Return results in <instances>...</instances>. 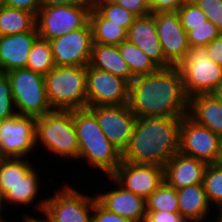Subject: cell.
<instances>
[{
	"instance_id": "1",
	"label": "cell",
	"mask_w": 222,
	"mask_h": 222,
	"mask_svg": "<svg viewBox=\"0 0 222 222\" xmlns=\"http://www.w3.org/2000/svg\"><path fill=\"white\" fill-rule=\"evenodd\" d=\"M188 101L177 66L137 75L129 84L128 106L137 118L144 115L184 117L188 113Z\"/></svg>"
},
{
	"instance_id": "2",
	"label": "cell",
	"mask_w": 222,
	"mask_h": 222,
	"mask_svg": "<svg viewBox=\"0 0 222 222\" xmlns=\"http://www.w3.org/2000/svg\"><path fill=\"white\" fill-rule=\"evenodd\" d=\"M182 117L144 115L137 118L121 159L134 164L164 165L179 152Z\"/></svg>"
},
{
	"instance_id": "3",
	"label": "cell",
	"mask_w": 222,
	"mask_h": 222,
	"mask_svg": "<svg viewBox=\"0 0 222 222\" xmlns=\"http://www.w3.org/2000/svg\"><path fill=\"white\" fill-rule=\"evenodd\" d=\"M79 160L111 176L120 165L121 152L104 135L95 115L88 109L73 110Z\"/></svg>"
},
{
	"instance_id": "4",
	"label": "cell",
	"mask_w": 222,
	"mask_h": 222,
	"mask_svg": "<svg viewBox=\"0 0 222 222\" xmlns=\"http://www.w3.org/2000/svg\"><path fill=\"white\" fill-rule=\"evenodd\" d=\"M44 77L52 110L87 108V66H55Z\"/></svg>"
},
{
	"instance_id": "5",
	"label": "cell",
	"mask_w": 222,
	"mask_h": 222,
	"mask_svg": "<svg viewBox=\"0 0 222 222\" xmlns=\"http://www.w3.org/2000/svg\"><path fill=\"white\" fill-rule=\"evenodd\" d=\"M38 143L60 157L77 160L79 145L73 110H52L36 118V146Z\"/></svg>"
},
{
	"instance_id": "6",
	"label": "cell",
	"mask_w": 222,
	"mask_h": 222,
	"mask_svg": "<svg viewBox=\"0 0 222 222\" xmlns=\"http://www.w3.org/2000/svg\"><path fill=\"white\" fill-rule=\"evenodd\" d=\"M17 114L42 117L52 111L46 94L44 75L28 68L7 72Z\"/></svg>"
},
{
	"instance_id": "7",
	"label": "cell",
	"mask_w": 222,
	"mask_h": 222,
	"mask_svg": "<svg viewBox=\"0 0 222 222\" xmlns=\"http://www.w3.org/2000/svg\"><path fill=\"white\" fill-rule=\"evenodd\" d=\"M177 68L188 98L211 94L222 80V67L210 59L206 47H190Z\"/></svg>"
},
{
	"instance_id": "8",
	"label": "cell",
	"mask_w": 222,
	"mask_h": 222,
	"mask_svg": "<svg viewBox=\"0 0 222 222\" xmlns=\"http://www.w3.org/2000/svg\"><path fill=\"white\" fill-rule=\"evenodd\" d=\"M95 202V195H85L64 184L55 195L39 201L37 207L50 222H92Z\"/></svg>"
},
{
	"instance_id": "9",
	"label": "cell",
	"mask_w": 222,
	"mask_h": 222,
	"mask_svg": "<svg viewBox=\"0 0 222 222\" xmlns=\"http://www.w3.org/2000/svg\"><path fill=\"white\" fill-rule=\"evenodd\" d=\"M89 6L64 5L41 7L36 15V28L40 38L52 40L89 23Z\"/></svg>"
},
{
	"instance_id": "10",
	"label": "cell",
	"mask_w": 222,
	"mask_h": 222,
	"mask_svg": "<svg viewBox=\"0 0 222 222\" xmlns=\"http://www.w3.org/2000/svg\"><path fill=\"white\" fill-rule=\"evenodd\" d=\"M36 147V118L16 114L0 121V158H26Z\"/></svg>"
},
{
	"instance_id": "11",
	"label": "cell",
	"mask_w": 222,
	"mask_h": 222,
	"mask_svg": "<svg viewBox=\"0 0 222 222\" xmlns=\"http://www.w3.org/2000/svg\"><path fill=\"white\" fill-rule=\"evenodd\" d=\"M87 107L124 105L129 102V83L110 72L87 65Z\"/></svg>"
},
{
	"instance_id": "12",
	"label": "cell",
	"mask_w": 222,
	"mask_h": 222,
	"mask_svg": "<svg viewBox=\"0 0 222 222\" xmlns=\"http://www.w3.org/2000/svg\"><path fill=\"white\" fill-rule=\"evenodd\" d=\"M87 108L95 115L104 135L122 153L129 143L137 120L128 104Z\"/></svg>"
},
{
	"instance_id": "13",
	"label": "cell",
	"mask_w": 222,
	"mask_h": 222,
	"mask_svg": "<svg viewBox=\"0 0 222 222\" xmlns=\"http://www.w3.org/2000/svg\"><path fill=\"white\" fill-rule=\"evenodd\" d=\"M221 137L210 129L196 124L188 116L182 117L179 152L207 164L216 163Z\"/></svg>"
},
{
	"instance_id": "14",
	"label": "cell",
	"mask_w": 222,
	"mask_h": 222,
	"mask_svg": "<svg viewBox=\"0 0 222 222\" xmlns=\"http://www.w3.org/2000/svg\"><path fill=\"white\" fill-rule=\"evenodd\" d=\"M56 66H87L93 47L92 29L84 28L69 32L49 41Z\"/></svg>"
},
{
	"instance_id": "15",
	"label": "cell",
	"mask_w": 222,
	"mask_h": 222,
	"mask_svg": "<svg viewBox=\"0 0 222 222\" xmlns=\"http://www.w3.org/2000/svg\"><path fill=\"white\" fill-rule=\"evenodd\" d=\"M111 177L125 190L146 200L163 183L164 167L121 160Z\"/></svg>"
},
{
	"instance_id": "16",
	"label": "cell",
	"mask_w": 222,
	"mask_h": 222,
	"mask_svg": "<svg viewBox=\"0 0 222 222\" xmlns=\"http://www.w3.org/2000/svg\"><path fill=\"white\" fill-rule=\"evenodd\" d=\"M157 24V34L164 58L172 65L177 66L186 58L190 48L187 32L181 25L177 11L153 13Z\"/></svg>"
},
{
	"instance_id": "17",
	"label": "cell",
	"mask_w": 222,
	"mask_h": 222,
	"mask_svg": "<svg viewBox=\"0 0 222 222\" xmlns=\"http://www.w3.org/2000/svg\"><path fill=\"white\" fill-rule=\"evenodd\" d=\"M111 182L117 186L109 191L95 194L96 200L107 210L132 222H146V200L125 190L111 176Z\"/></svg>"
},
{
	"instance_id": "18",
	"label": "cell",
	"mask_w": 222,
	"mask_h": 222,
	"mask_svg": "<svg viewBox=\"0 0 222 222\" xmlns=\"http://www.w3.org/2000/svg\"><path fill=\"white\" fill-rule=\"evenodd\" d=\"M153 13L137 16L127 32V40L139 47L159 67L172 66L165 58L156 32Z\"/></svg>"
},
{
	"instance_id": "19",
	"label": "cell",
	"mask_w": 222,
	"mask_h": 222,
	"mask_svg": "<svg viewBox=\"0 0 222 222\" xmlns=\"http://www.w3.org/2000/svg\"><path fill=\"white\" fill-rule=\"evenodd\" d=\"M39 37L37 28L0 37V72L26 68L30 50Z\"/></svg>"
},
{
	"instance_id": "20",
	"label": "cell",
	"mask_w": 222,
	"mask_h": 222,
	"mask_svg": "<svg viewBox=\"0 0 222 222\" xmlns=\"http://www.w3.org/2000/svg\"><path fill=\"white\" fill-rule=\"evenodd\" d=\"M207 163L178 152L164 165V181L176 190L203 183Z\"/></svg>"
},
{
	"instance_id": "21",
	"label": "cell",
	"mask_w": 222,
	"mask_h": 222,
	"mask_svg": "<svg viewBox=\"0 0 222 222\" xmlns=\"http://www.w3.org/2000/svg\"><path fill=\"white\" fill-rule=\"evenodd\" d=\"M187 116L222 137V102L212 94L190 97Z\"/></svg>"
},
{
	"instance_id": "22",
	"label": "cell",
	"mask_w": 222,
	"mask_h": 222,
	"mask_svg": "<svg viewBox=\"0 0 222 222\" xmlns=\"http://www.w3.org/2000/svg\"><path fill=\"white\" fill-rule=\"evenodd\" d=\"M179 213L188 222H203L210 214V203L203 184L177 189Z\"/></svg>"
},
{
	"instance_id": "23",
	"label": "cell",
	"mask_w": 222,
	"mask_h": 222,
	"mask_svg": "<svg viewBox=\"0 0 222 222\" xmlns=\"http://www.w3.org/2000/svg\"><path fill=\"white\" fill-rule=\"evenodd\" d=\"M89 65L117 75L129 84L135 77L131 73L129 65L121 57L118 46L93 43Z\"/></svg>"
},
{
	"instance_id": "24",
	"label": "cell",
	"mask_w": 222,
	"mask_h": 222,
	"mask_svg": "<svg viewBox=\"0 0 222 222\" xmlns=\"http://www.w3.org/2000/svg\"><path fill=\"white\" fill-rule=\"evenodd\" d=\"M33 167L18 183L9 187V190L0 198V210L3 213L4 202L17 205L33 204L36 196L39 194L40 180Z\"/></svg>"
},
{
	"instance_id": "25",
	"label": "cell",
	"mask_w": 222,
	"mask_h": 222,
	"mask_svg": "<svg viewBox=\"0 0 222 222\" xmlns=\"http://www.w3.org/2000/svg\"><path fill=\"white\" fill-rule=\"evenodd\" d=\"M89 24L93 43L118 46L127 39V30L119 24L109 23L94 7L91 9Z\"/></svg>"
},
{
	"instance_id": "26",
	"label": "cell",
	"mask_w": 222,
	"mask_h": 222,
	"mask_svg": "<svg viewBox=\"0 0 222 222\" xmlns=\"http://www.w3.org/2000/svg\"><path fill=\"white\" fill-rule=\"evenodd\" d=\"M35 27V14L9 6L0 8V37L31 31Z\"/></svg>"
},
{
	"instance_id": "27",
	"label": "cell",
	"mask_w": 222,
	"mask_h": 222,
	"mask_svg": "<svg viewBox=\"0 0 222 222\" xmlns=\"http://www.w3.org/2000/svg\"><path fill=\"white\" fill-rule=\"evenodd\" d=\"M118 49L134 76L147 75L159 68L147 54L127 39L118 45Z\"/></svg>"
},
{
	"instance_id": "28",
	"label": "cell",
	"mask_w": 222,
	"mask_h": 222,
	"mask_svg": "<svg viewBox=\"0 0 222 222\" xmlns=\"http://www.w3.org/2000/svg\"><path fill=\"white\" fill-rule=\"evenodd\" d=\"M32 168L25 158H0V198Z\"/></svg>"
},
{
	"instance_id": "29",
	"label": "cell",
	"mask_w": 222,
	"mask_h": 222,
	"mask_svg": "<svg viewBox=\"0 0 222 222\" xmlns=\"http://www.w3.org/2000/svg\"><path fill=\"white\" fill-rule=\"evenodd\" d=\"M55 66L50 42L38 37L30 50L26 68L45 76Z\"/></svg>"
},
{
	"instance_id": "30",
	"label": "cell",
	"mask_w": 222,
	"mask_h": 222,
	"mask_svg": "<svg viewBox=\"0 0 222 222\" xmlns=\"http://www.w3.org/2000/svg\"><path fill=\"white\" fill-rule=\"evenodd\" d=\"M146 211L179 213L177 190L163 181L146 199Z\"/></svg>"
},
{
	"instance_id": "31",
	"label": "cell",
	"mask_w": 222,
	"mask_h": 222,
	"mask_svg": "<svg viewBox=\"0 0 222 222\" xmlns=\"http://www.w3.org/2000/svg\"><path fill=\"white\" fill-rule=\"evenodd\" d=\"M94 8L105 19H108L109 23L119 24V26L125 28L127 31L137 17L115 1H95Z\"/></svg>"
},
{
	"instance_id": "32",
	"label": "cell",
	"mask_w": 222,
	"mask_h": 222,
	"mask_svg": "<svg viewBox=\"0 0 222 222\" xmlns=\"http://www.w3.org/2000/svg\"><path fill=\"white\" fill-rule=\"evenodd\" d=\"M203 187L210 205L222 209V167L216 163L208 164L203 178Z\"/></svg>"
},
{
	"instance_id": "33",
	"label": "cell",
	"mask_w": 222,
	"mask_h": 222,
	"mask_svg": "<svg viewBox=\"0 0 222 222\" xmlns=\"http://www.w3.org/2000/svg\"><path fill=\"white\" fill-rule=\"evenodd\" d=\"M220 34L221 31L217 26L210 20H207L202 25L192 27V30L187 32V38L190 47H206Z\"/></svg>"
},
{
	"instance_id": "34",
	"label": "cell",
	"mask_w": 222,
	"mask_h": 222,
	"mask_svg": "<svg viewBox=\"0 0 222 222\" xmlns=\"http://www.w3.org/2000/svg\"><path fill=\"white\" fill-rule=\"evenodd\" d=\"M177 12L180 17L181 25L186 32L192 30V27L202 25L208 20L205 13L193 0H186Z\"/></svg>"
},
{
	"instance_id": "35",
	"label": "cell",
	"mask_w": 222,
	"mask_h": 222,
	"mask_svg": "<svg viewBox=\"0 0 222 222\" xmlns=\"http://www.w3.org/2000/svg\"><path fill=\"white\" fill-rule=\"evenodd\" d=\"M9 77L7 73L0 72V121L11 118L17 114Z\"/></svg>"
},
{
	"instance_id": "36",
	"label": "cell",
	"mask_w": 222,
	"mask_h": 222,
	"mask_svg": "<svg viewBox=\"0 0 222 222\" xmlns=\"http://www.w3.org/2000/svg\"><path fill=\"white\" fill-rule=\"evenodd\" d=\"M222 33V0H193Z\"/></svg>"
},
{
	"instance_id": "37",
	"label": "cell",
	"mask_w": 222,
	"mask_h": 222,
	"mask_svg": "<svg viewBox=\"0 0 222 222\" xmlns=\"http://www.w3.org/2000/svg\"><path fill=\"white\" fill-rule=\"evenodd\" d=\"M92 222H132L122 216L105 209L97 200L94 203Z\"/></svg>"
},
{
	"instance_id": "38",
	"label": "cell",
	"mask_w": 222,
	"mask_h": 222,
	"mask_svg": "<svg viewBox=\"0 0 222 222\" xmlns=\"http://www.w3.org/2000/svg\"><path fill=\"white\" fill-rule=\"evenodd\" d=\"M186 0H146L151 13L177 11Z\"/></svg>"
},
{
	"instance_id": "39",
	"label": "cell",
	"mask_w": 222,
	"mask_h": 222,
	"mask_svg": "<svg viewBox=\"0 0 222 222\" xmlns=\"http://www.w3.org/2000/svg\"><path fill=\"white\" fill-rule=\"evenodd\" d=\"M146 222H188L180 213L168 211H146Z\"/></svg>"
},
{
	"instance_id": "40",
	"label": "cell",
	"mask_w": 222,
	"mask_h": 222,
	"mask_svg": "<svg viewBox=\"0 0 222 222\" xmlns=\"http://www.w3.org/2000/svg\"><path fill=\"white\" fill-rule=\"evenodd\" d=\"M115 2L136 16H144L151 13L146 0H116Z\"/></svg>"
},
{
	"instance_id": "41",
	"label": "cell",
	"mask_w": 222,
	"mask_h": 222,
	"mask_svg": "<svg viewBox=\"0 0 222 222\" xmlns=\"http://www.w3.org/2000/svg\"><path fill=\"white\" fill-rule=\"evenodd\" d=\"M5 6L25 10L37 15L41 8V0H5Z\"/></svg>"
},
{
	"instance_id": "42",
	"label": "cell",
	"mask_w": 222,
	"mask_h": 222,
	"mask_svg": "<svg viewBox=\"0 0 222 222\" xmlns=\"http://www.w3.org/2000/svg\"><path fill=\"white\" fill-rule=\"evenodd\" d=\"M206 49L210 59L222 67V33Z\"/></svg>"
},
{
	"instance_id": "43",
	"label": "cell",
	"mask_w": 222,
	"mask_h": 222,
	"mask_svg": "<svg viewBox=\"0 0 222 222\" xmlns=\"http://www.w3.org/2000/svg\"><path fill=\"white\" fill-rule=\"evenodd\" d=\"M95 0H41V7L77 5L94 7Z\"/></svg>"
},
{
	"instance_id": "44",
	"label": "cell",
	"mask_w": 222,
	"mask_h": 222,
	"mask_svg": "<svg viewBox=\"0 0 222 222\" xmlns=\"http://www.w3.org/2000/svg\"><path fill=\"white\" fill-rule=\"evenodd\" d=\"M216 99L222 102V80L216 86L214 91L211 93Z\"/></svg>"
},
{
	"instance_id": "45",
	"label": "cell",
	"mask_w": 222,
	"mask_h": 222,
	"mask_svg": "<svg viewBox=\"0 0 222 222\" xmlns=\"http://www.w3.org/2000/svg\"><path fill=\"white\" fill-rule=\"evenodd\" d=\"M23 218H24L23 221H25V222H50L46 218H44V219L41 218L40 219V217H39V219H38V218H35L34 216L33 217L29 216L28 214L25 215V213L23 214Z\"/></svg>"
},
{
	"instance_id": "46",
	"label": "cell",
	"mask_w": 222,
	"mask_h": 222,
	"mask_svg": "<svg viewBox=\"0 0 222 222\" xmlns=\"http://www.w3.org/2000/svg\"><path fill=\"white\" fill-rule=\"evenodd\" d=\"M216 164L222 167V137L220 140L219 153L216 160Z\"/></svg>"
},
{
	"instance_id": "47",
	"label": "cell",
	"mask_w": 222,
	"mask_h": 222,
	"mask_svg": "<svg viewBox=\"0 0 222 222\" xmlns=\"http://www.w3.org/2000/svg\"><path fill=\"white\" fill-rule=\"evenodd\" d=\"M219 217L217 218V221H215V222H222V214L219 212Z\"/></svg>"
},
{
	"instance_id": "48",
	"label": "cell",
	"mask_w": 222,
	"mask_h": 222,
	"mask_svg": "<svg viewBox=\"0 0 222 222\" xmlns=\"http://www.w3.org/2000/svg\"><path fill=\"white\" fill-rule=\"evenodd\" d=\"M5 6V0H0V8Z\"/></svg>"
},
{
	"instance_id": "49",
	"label": "cell",
	"mask_w": 222,
	"mask_h": 222,
	"mask_svg": "<svg viewBox=\"0 0 222 222\" xmlns=\"http://www.w3.org/2000/svg\"><path fill=\"white\" fill-rule=\"evenodd\" d=\"M95 1H116V0H95Z\"/></svg>"
},
{
	"instance_id": "50",
	"label": "cell",
	"mask_w": 222,
	"mask_h": 222,
	"mask_svg": "<svg viewBox=\"0 0 222 222\" xmlns=\"http://www.w3.org/2000/svg\"><path fill=\"white\" fill-rule=\"evenodd\" d=\"M1 215H2V213H1V210H0V221H1V220H4V219H2V216H1Z\"/></svg>"
}]
</instances>
